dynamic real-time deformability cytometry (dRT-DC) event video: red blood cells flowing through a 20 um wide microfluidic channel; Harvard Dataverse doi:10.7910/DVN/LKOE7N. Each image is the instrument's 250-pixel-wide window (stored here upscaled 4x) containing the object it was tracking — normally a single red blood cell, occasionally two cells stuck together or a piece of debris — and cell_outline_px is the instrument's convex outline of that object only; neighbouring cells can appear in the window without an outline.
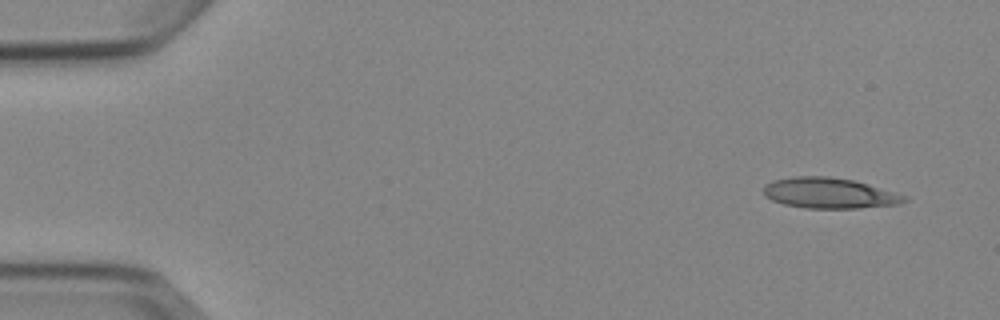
{"species": "Egyptian fruit bat (a non-hibernating species)", "species_latin": "Rousettus aegyptiacus", "temperature_condition": "cold", "stored_images_in_passage": 4, "camera_frame_rate_fps": 3000, "um_per_image_px": 0.085, "animal": {"sex": "female"}, "frame": {"image": 1, "passage_image": 1, "time_ms": 0.0, "image_size_px": [1000, 320], "cell_outline_px": [[908, 200], [900, 204], [856, 208], [804, 208], [784, 204], [772, 200], [764, 196], [764, 184], [772, 180], [792, 176], [828, 176], [852, 180], [868, 184], [908, 196]], "centroid_in_image_um": [70.47, 16.41], "position_along_channel_um": 14.5, "area_um2": 25.2}}
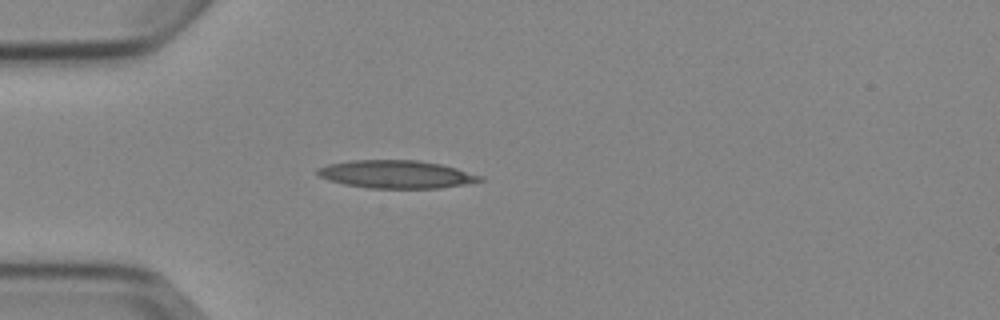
{"frame": {"image": 2, "passage_image": 4, "time_ms": 3.667, "image_size_px": [1000, 320], "cell_outline_px": [[484, 180], [468, 184], [440, 188], [368, 188], [344, 184], [328, 180], [320, 176], [316, 172], [316, 168], [328, 164], [352, 160], [420, 160], [440, 164], [456, 168], [484, 176]], "centroid_in_image_um": [33.71, 14.81], "position_along_channel_um": 51.3, "area_um2": 26.59}}